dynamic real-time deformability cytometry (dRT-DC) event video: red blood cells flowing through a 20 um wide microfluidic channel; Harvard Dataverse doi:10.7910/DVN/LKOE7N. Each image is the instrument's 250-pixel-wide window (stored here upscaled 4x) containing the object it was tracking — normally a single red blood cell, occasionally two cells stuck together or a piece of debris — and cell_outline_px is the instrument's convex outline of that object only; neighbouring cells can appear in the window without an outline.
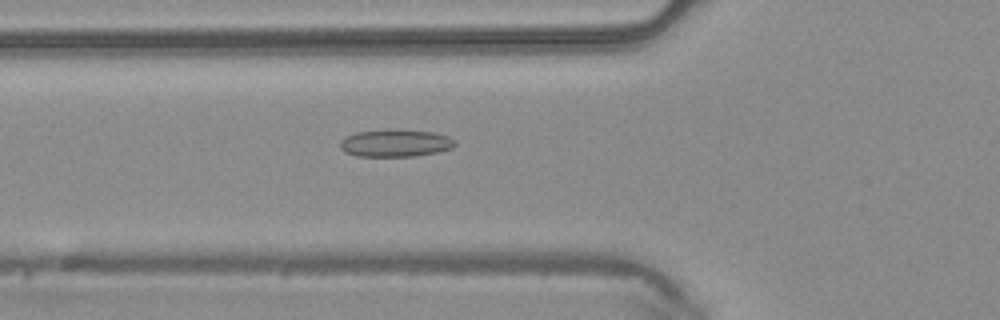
{"species": "common noctule bat (a hibernating species)", "species_latin": "Nyctalus noctula", "temperature_condition": "warm", "stored_images_in_passage": 30, "camera_frame_rate_fps": 3000, "um_per_image_px": 0.085, "animal": {"sex": "male", "body_mass_g": 20.4}, "frame": {"image": 1, "passage_image": 6, "time_ms": 1.667, "image_size_px": [1000, 320], "cell_outline_px": [[456, 144], [452, 148], [436, 152], [416, 156], [356, 156], [344, 152], [340, 148], [340, 140], [344, 136], [356, 132], [396, 128], [432, 132], [448, 136]], "centroid_in_image_um": [33.55, 12.15], "position_along_channel_um": 92.2, "area_um2": 18.55}}
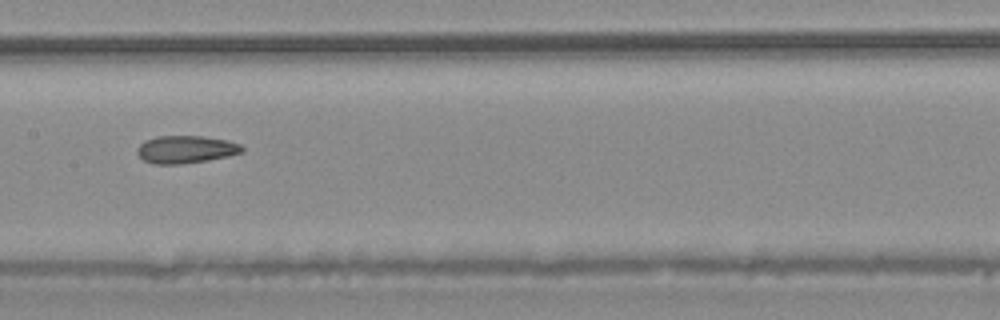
{"frame": {"image": 2, "passage_image": 13, "time_ms": 4.0, "image_size_px": [1000, 320], "cell_outline_px": [[244, 152], [228, 156], [208, 160], [180, 164], [152, 164], [144, 160], [136, 152], [136, 148], [144, 140], [156, 136], [200, 136], [228, 140], [240, 144], [244, 148]], "centroid_in_image_um": [15.78, 12.7], "position_along_channel_um": 191.6, "area_um2": 16.99}}
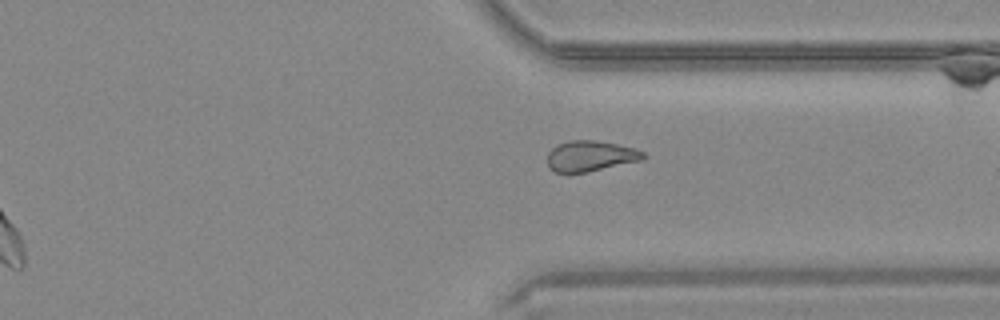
{"frame": {"image": 3, "passage_image": 25, "time_ms": 8.0, "image_size_px": [1000, 320], "cell_outline_px": [[648, 156], [640, 160], [584, 172], [556, 172], [548, 168], [548, 152], [552, 148], [560, 144], [572, 140], [592, 140], [616, 144], [636, 148], [644, 152]], "centroid_in_image_um": [50.19, 13.25], "position_along_channel_um": 361.2, "area_um2": 16.76}, "authors_computed_cell_mechanics": {"area_um2": 17.1666, "velocity_mm_per_s": 4.2338, "shape_relaxation_time_tau1_ms": null, "shape_relaxation_time_tau2_ms": 2.8053, "deformation_change_tau1": null, "deformation_change_tau2": 0.1047}}